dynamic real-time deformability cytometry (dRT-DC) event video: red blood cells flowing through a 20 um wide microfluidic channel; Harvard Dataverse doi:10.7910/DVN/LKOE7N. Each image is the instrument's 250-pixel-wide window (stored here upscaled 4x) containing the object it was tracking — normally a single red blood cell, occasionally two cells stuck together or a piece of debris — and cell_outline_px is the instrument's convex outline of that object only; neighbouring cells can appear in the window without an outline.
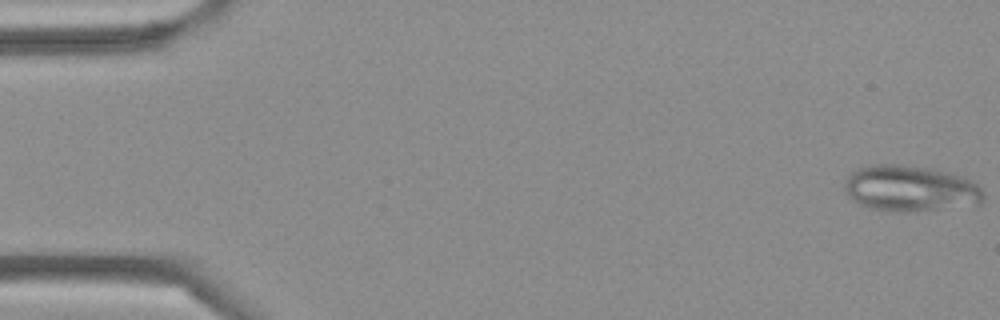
{"species": "Egyptian fruit bat (a non-hibernating species)", "species_latin": "Rousettus aegyptiacus", "temperature_condition": "cold", "stored_images_in_passage": 5, "camera_frame_rate_fps": 3000, "um_per_image_px": 0.085, "frame": {"image": 1, "passage_image": 1, "time_ms": 0.0, "image_size_px": [1000, 320], "cell_outline_px": [[984, 200], [980, 204], [912, 212], [888, 212], [868, 208], [852, 200], [848, 196], [844, 188], [844, 180], [856, 168], [872, 164], [900, 164], [932, 168], [964, 176], [972, 180], [984, 192]], "centroid_in_image_um": [77.36, 16.02], "position_along_channel_um": 7.6, "area_um2": 37.97}}